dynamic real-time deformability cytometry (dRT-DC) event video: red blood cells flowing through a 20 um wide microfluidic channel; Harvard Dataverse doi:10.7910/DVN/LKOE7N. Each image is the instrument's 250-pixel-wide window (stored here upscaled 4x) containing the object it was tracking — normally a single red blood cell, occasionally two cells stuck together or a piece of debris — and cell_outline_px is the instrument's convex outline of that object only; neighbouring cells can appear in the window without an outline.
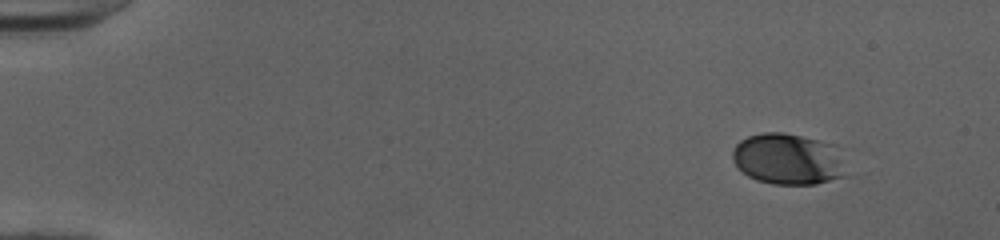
{"species": "human", "species_latin": "Homo sapiens", "temperature_condition": "cold", "stored_images_in_passage": 48, "camera_frame_rate_fps": 3000, "um_per_image_px": 0.085, "donor": {"sex": "female"}, "frame": {"image": 1, "passage_image": 1, "time_ms": 0.0, "image_size_px": [1000, 240], "cell_outline_px": [[844, 176], [816, 184], [772, 184], [756, 180], [748, 176], [736, 164], [732, 156], [732, 152], [736, 144], [740, 140], [748, 136], [764, 132], [784, 132], [820, 140], [836, 144]], "centroid_in_image_um": [66.94, 13.5], "position_along_channel_um": 18.1, "area_um2": 33.64}}
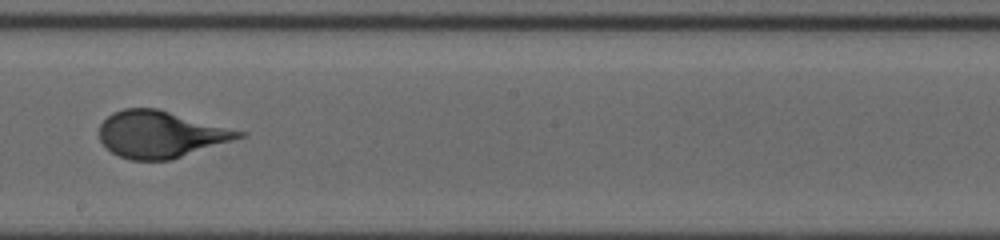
{"frame": {"image": 2, "passage_image": 27, "time_ms": 8.667, "image_size_px": [1000, 240], "cell_outline_px": [[248, 136], [172, 160], [132, 160], [120, 156], [112, 152], [100, 140], [100, 124], [112, 112], [124, 108], [156, 108], [248, 132]], "centroid_in_image_um": [13.72, 11.42], "position_along_channel_um": 234.5, "area_um2": 38.26}}
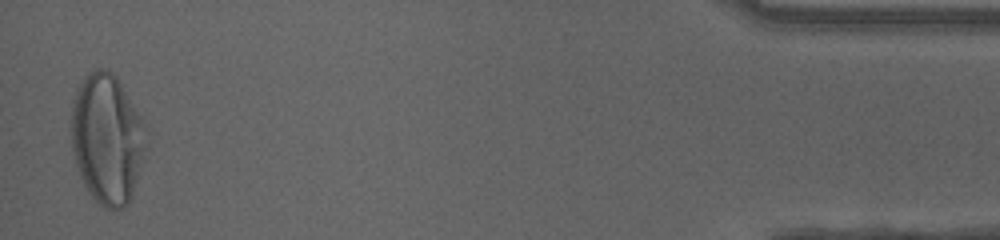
{"frame": {"image": 3, "passage_image": 47, "time_ms": 15.333, "image_size_px": [1000, 240], "cell_outline_px": [[148, 124], [144, 148], [132, 192], [128, 204], [124, 208], [104, 208], [88, 192], [76, 168], [72, 148], [72, 100], [76, 88], [84, 76], [96, 68], [108, 68], [116, 76]], "centroid_in_image_um": [9.09, 11.73], "position_along_channel_um": 426.1, "area_um2": 56.82}}